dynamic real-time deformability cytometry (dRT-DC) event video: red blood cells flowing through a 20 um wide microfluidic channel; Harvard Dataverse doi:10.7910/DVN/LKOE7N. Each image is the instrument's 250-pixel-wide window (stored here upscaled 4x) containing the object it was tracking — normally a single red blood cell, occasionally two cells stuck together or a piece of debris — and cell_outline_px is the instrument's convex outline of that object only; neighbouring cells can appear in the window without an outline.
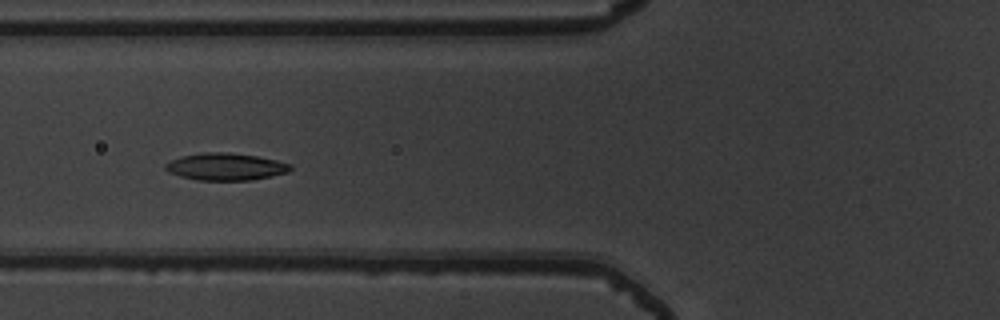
{"species": "common noctule bat (a hibernating species)", "species_latin": "Nyctalus noctula", "temperature_condition": "warm", "stored_images_in_passage": 7, "camera_frame_rate_fps": 3000, "um_per_image_px": 0.085, "animal": {"sex": "male", "body_mass_g": 19.5, "forearm_length_mm": 54.6}, "frame": {"image": 1, "passage_image": 5, "time_ms": 1.333, "image_size_px": [1000, 320], "cell_outline_px": [[292, 168], [288, 172], [272, 176], [252, 180], [196, 180], [180, 176], [168, 172], [164, 168], [164, 164], [180, 156], [204, 152], [224, 152], [256, 156], [276, 160], [292, 164]], "centroid_in_image_um": [19.17, 14.17], "position_along_channel_um": 106.6, "area_um2": 19.83}}
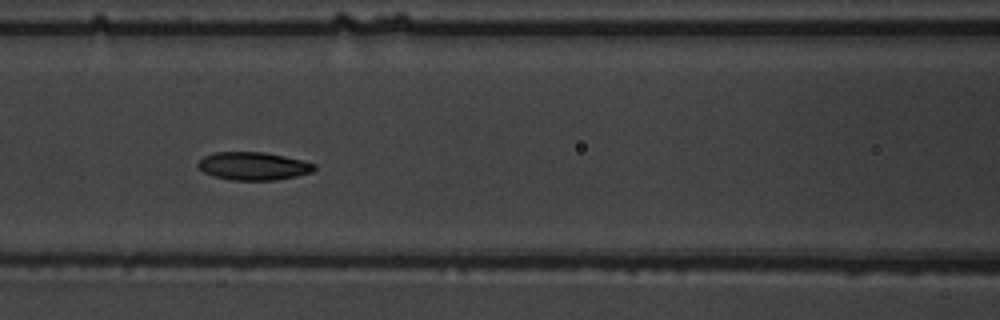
{"frame": {"image": 2, "passage_image": 6, "time_ms": 1.667, "image_size_px": [1000, 320], "cell_outline_px": [[316, 168], [312, 172], [296, 176], [272, 180], [232, 180], [212, 176], [204, 172], [196, 164], [204, 156], [216, 152], [264, 152], [304, 160], [316, 164]], "centroid_in_image_um": [21.55, 14.11], "position_along_channel_um": 145.1, "area_um2": 18.96}}
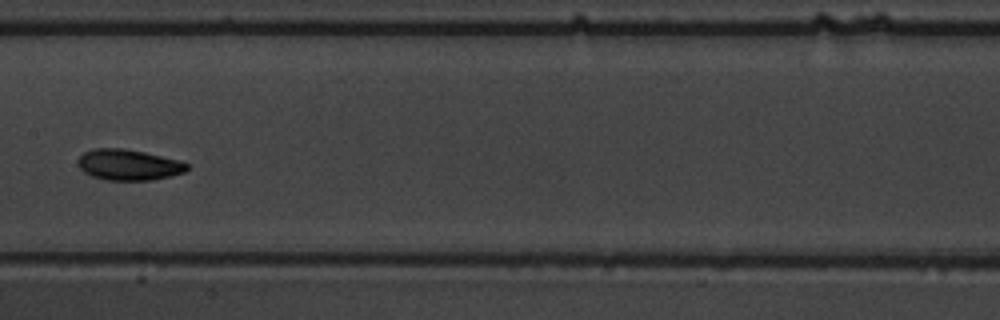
{"frame": {"image": 3, "passage_image": 7, "time_ms": 2.0, "image_size_px": [1000, 320], "cell_outline_px": [[188, 168], [184, 172], [172, 176], [148, 180], [104, 180], [92, 176], [84, 172], [80, 168], [76, 160], [84, 152], [92, 148], [124, 148], [144, 152], [180, 160], [188, 164]], "centroid_in_image_um": [10.91, 14.0], "position_along_channel_um": 196.5, "area_um2": 19.71}}